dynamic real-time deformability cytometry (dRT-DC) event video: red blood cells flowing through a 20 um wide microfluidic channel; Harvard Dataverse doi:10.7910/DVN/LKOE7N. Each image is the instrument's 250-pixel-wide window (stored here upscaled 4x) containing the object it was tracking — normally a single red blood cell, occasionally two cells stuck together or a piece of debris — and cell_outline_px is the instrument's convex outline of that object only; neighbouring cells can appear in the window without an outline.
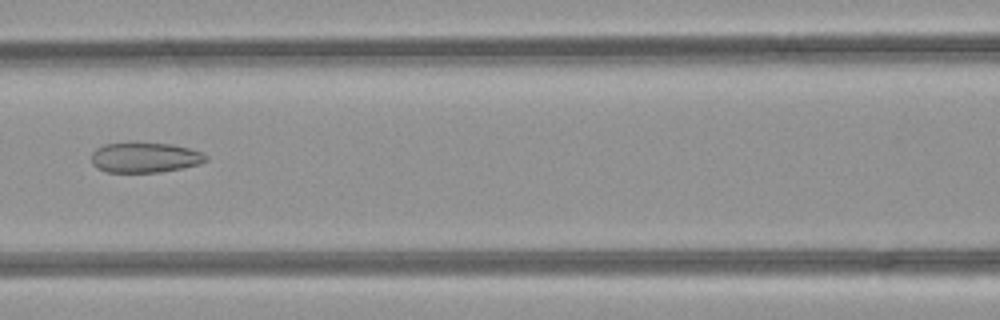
{"species": "common noctule bat (a hibernating species)", "species_latin": "Nyctalus noctula", "temperature_condition": "room temperature", "stored_images_in_passage": 36, "camera_frame_rate_fps": 3000, "um_per_image_px": 0.085, "animal": {"sex": "female", "body_mass_g": 21.9}, "frame": {"image": 1, "passage_image": 12, "time_ms": 3.667, "image_size_px": [1000, 320], "cell_outline_px": [[208, 160], [200, 164], [160, 172], [108, 172], [96, 168], [92, 164], [92, 152], [96, 148], [104, 144], [172, 144], [188, 148], [200, 152], [208, 156]], "centroid_in_image_um": [12.31, 13.41], "position_along_channel_um": 154.3, "area_um2": 19.77}}
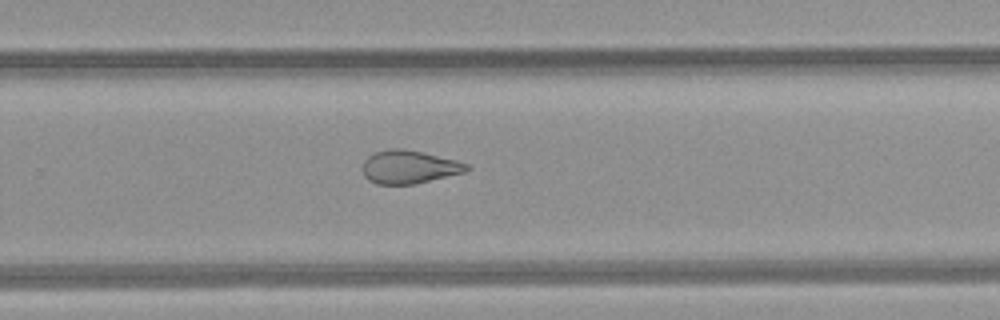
{"frame": {"image": 2, "passage_image": 22, "time_ms": 7.0, "image_size_px": [1000, 320], "cell_outline_px": [[472, 168], [464, 172], [416, 184], [376, 184], [368, 180], [364, 176], [360, 168], [364, 160], [368, 156], [376, 152], [388, 148], [400, 148], [420, 152], [456, 160], [468, 164]], "centroid_in_image_um": [34.73, 14.2], "position_along_channel_um": 295.1, "area_um2": 20.23}}
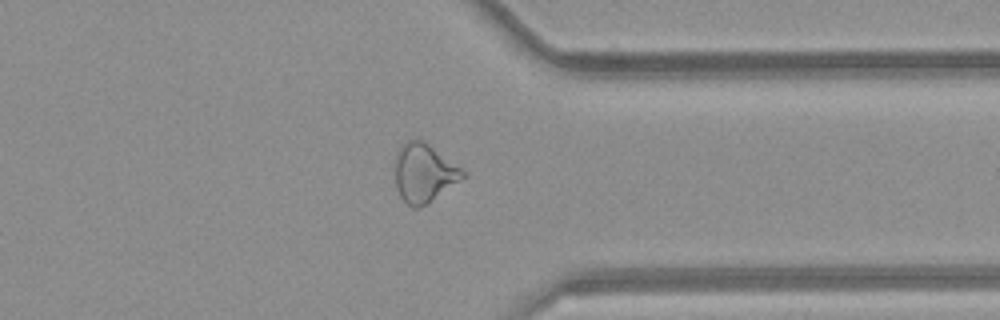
{"frame": {"image": 3, "passage_image": 28, "time_ms": 9.0, "image_size_px": [1000, 320], "cell_outline_px": [[468, 176], [420, 208], [412, 208], [400, 196], [396, 188], [396, 152], [400, 144], [412, 136], [424, 140], [464, 168], [468, 172]], "centroid_in_image_um": [36.08, 14.65], "position_along_channel_um": 375.3, "area_um2": 23.87}, "authors_computed_cell_mechanics": {"area_um2": 21.8773, "velocity_mm_per_s": 4.2333, "shape_relaxation_time_tau1_ms": null, "shape_relaxation_time_tau2_ms": 2.0436, "deformation_change_tau1": null, "deformation_change_tau2": 0.1003}}